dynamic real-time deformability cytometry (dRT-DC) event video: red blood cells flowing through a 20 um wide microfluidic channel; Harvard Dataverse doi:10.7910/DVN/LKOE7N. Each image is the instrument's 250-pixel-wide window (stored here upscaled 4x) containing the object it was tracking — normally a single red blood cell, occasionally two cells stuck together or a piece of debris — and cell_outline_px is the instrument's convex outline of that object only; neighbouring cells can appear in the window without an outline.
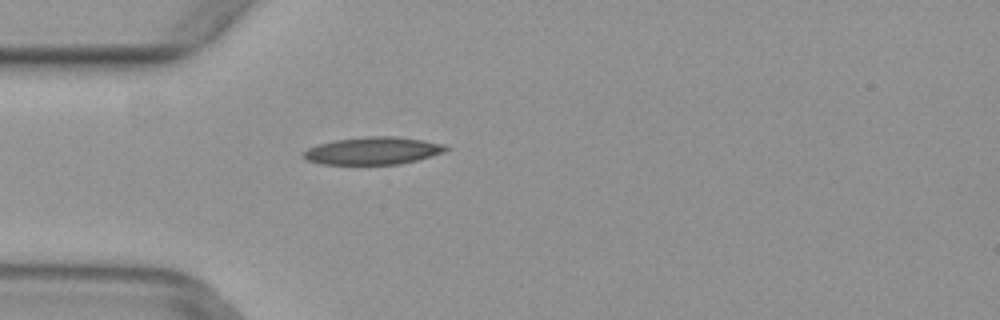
{"species": "common noctule bat (a hibernating species)", "species_latin": "Nyctalus noctula", "temperature_condition": "warm", "stored_images_in_passage": 4, "camera_frame_rate_fps": 3000, "um_per_image_px": 0.085, "animal": {"sex": "female", "body_mass_g": 29.2, "forearm_length_mm": 56.3}, "frame": {"image": 1, "passage_image": 4, "time_ms": 1.0, "image_size_px": [1000, 320], "cell_outline_px": [[452, 148], [444, 152], [416, 160], [400, 164], [320, 164], [308, 160], [304, 156], [304, 152], [308, 148], [320, 144], [336, 140], [368, 136], [396, 136], [424, 140], [444, 144]], "centroid_in_image_um": [31.76, 12.81], "position_along_channel_um": 53.2, "area_um2": 22.66}}